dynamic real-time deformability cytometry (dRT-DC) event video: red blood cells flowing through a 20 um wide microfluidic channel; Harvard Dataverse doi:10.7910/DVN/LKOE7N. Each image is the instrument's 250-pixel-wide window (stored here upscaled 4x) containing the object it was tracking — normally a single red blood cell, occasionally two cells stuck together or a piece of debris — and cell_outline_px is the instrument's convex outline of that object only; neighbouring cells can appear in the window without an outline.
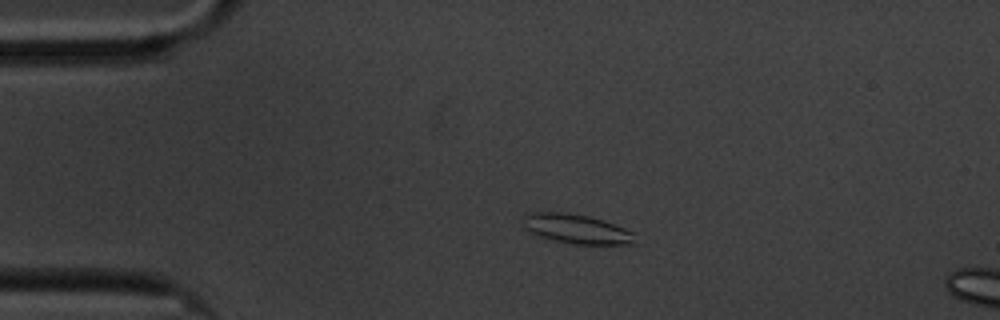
{"species": "common noctule bat (a hibernating species)", "species_latin": "Nyctalus noctula", "temperature_condition": "cold", "stored_images_in_passage": 14, "camera_frame_rate_fps": 3000, "um_per_image_px": 0.085, "animal": {"sex": "male", "body_mass_g": 20.1, "forearm_length_mm": 53.5}, "frame": {"image": 1, "passage_image": 10, "time_ms": 3.0, "image_size_px": [1000, 320], "cell_outline_px": [[636, 244], [576, 244], [556, 240], [540, 236], [520, 228], [524, 212], [564, 212], [588, 216], [636, 232]], "centroid_in_image_um": [48.95, 19.45], "position_along_channel_um": 36.0, "area_um2": 19.36}}